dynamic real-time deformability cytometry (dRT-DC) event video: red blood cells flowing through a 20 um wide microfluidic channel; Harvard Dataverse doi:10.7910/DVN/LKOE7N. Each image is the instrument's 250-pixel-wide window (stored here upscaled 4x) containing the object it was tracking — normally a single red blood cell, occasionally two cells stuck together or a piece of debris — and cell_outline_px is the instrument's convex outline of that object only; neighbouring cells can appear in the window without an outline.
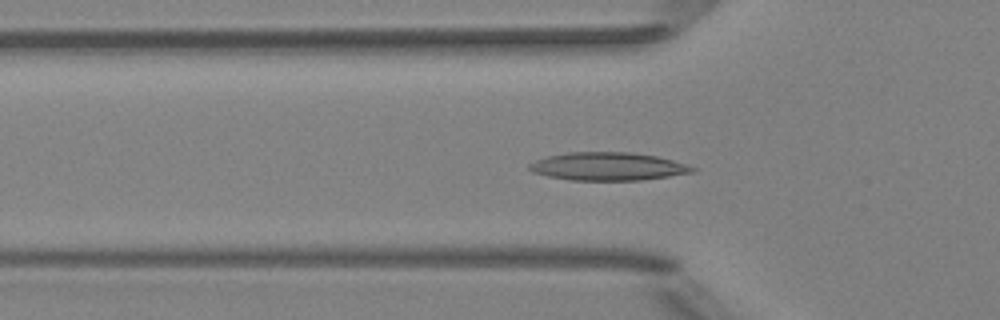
{"species": "Egyptian fruit bat (a non-hibernating species)", "species_latin": "Rousettus aegyptiacus", "temperature_condition": "room temperature", "stored_images_in_passage": 47, "camera_frame_rate_fps": 3000, "um_per_image_px": 0.085, "animal": {"sex": "female"}, "frame": {"image": 1, "passage_image": 11, "time_ms": 3.333, "image_size_px": [1000, 320], "cell_outline_px": [[696, 172], [640, 180], [568, 180], [548, 176], [532, 172], [528, 168], [528, 164], [536, 160], [548, 156], [568, 152], [628, 152], [656, 156], [672, 160], [696, 168]], "centroid_in_image_um": [51.64, 14.15], "position_along_channel_um": 74.2, "area_um2": 26.53}}
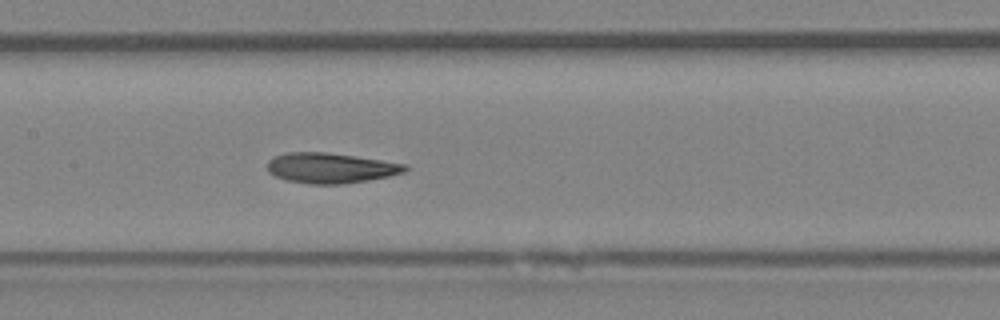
{"frame": {"image": 2, "passage_image": 19, "time_ms": 6.0, "image_size_px": [1000, 320], "cell_outline_px": [[408, 168], [404, 172], [388, 176], [368, 180], [344, 184], [308, 184], [288, 180], [276, 176], [268, 172], [268, 160], [284, 152], [324, 152], [408, 164]], "centroid_in_image_um": [28.09, 14.28], "position_along_channel_um": 179.3, "area_um2": 24.1}}
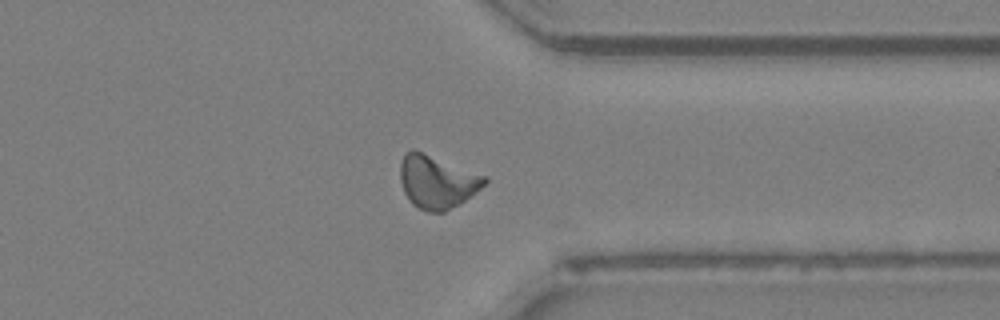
{"frame": {"image": 3, "passage_image": 34, "time_ms": 11.0, "image_size_px": [1000, 320], "cell_outline_px": [[488, 180], [480, 188], [464, 200], [444, 212], [428, 212], [412, 204], [404, 192], [400, 180], [400, 164], [404, 156], [412, 148], [488, 176]], "centroid_in_image_um": [37.14, 15.44], "position_along_channel_um": 374.3, "area_um2": 25.84}, "authors_computed_cell_mechanics": {"area_um2": 24.1026, "velocity_mm_per_s": 3.9423, "shape_relaxation_time_tau1_ms": 9.652, "shape_relaxation_time_tau2_ms": 2.5159, "deformation_change_tau1": 0.2153, "deformation_change_tau2": 0.0941}}